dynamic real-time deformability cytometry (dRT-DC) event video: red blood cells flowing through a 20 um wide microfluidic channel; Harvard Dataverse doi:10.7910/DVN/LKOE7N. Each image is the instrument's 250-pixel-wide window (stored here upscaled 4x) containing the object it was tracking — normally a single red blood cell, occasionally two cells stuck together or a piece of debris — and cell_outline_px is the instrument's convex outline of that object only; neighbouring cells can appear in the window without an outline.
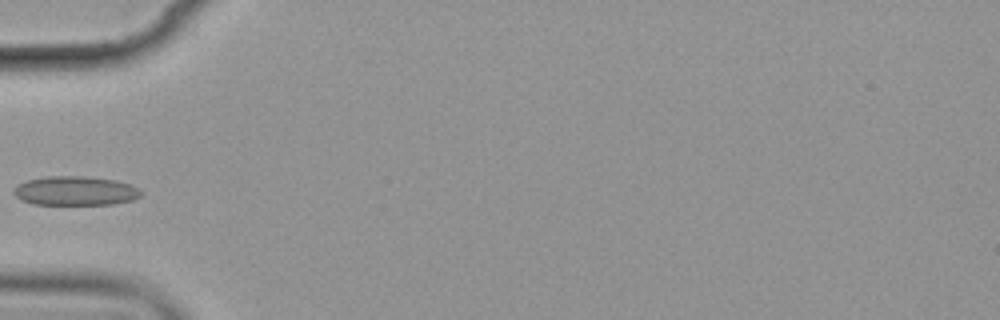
{"species": "common noctule bat (a hibernating species)", "species_latin": "Nyctalus noctula", "temperature_condition": "cold", "stored_images_in_passage": 5, "camera_frame_rate_fps": 3000, "um_per_image_px": 0.085, "animal": {"sex": "female", "body_mass_g": 19.9}, "frame": {"image": 1, "passage_image": 5, "time_ms": 4.667, "image_size_px": [1000, 320], "cell_outline_px": [[144, 192], [140, 196], [132, 200], [112, 204], [32, 204], [20, 200], [12, 192], [20, 184], [28, 180], [44, 176], [84, 176], [116, 180], [128, 184]], "centroid_in_image_um": [6.4, 16.22], "position_along_channel_um": 78.6, "area_um2": 21.5}}